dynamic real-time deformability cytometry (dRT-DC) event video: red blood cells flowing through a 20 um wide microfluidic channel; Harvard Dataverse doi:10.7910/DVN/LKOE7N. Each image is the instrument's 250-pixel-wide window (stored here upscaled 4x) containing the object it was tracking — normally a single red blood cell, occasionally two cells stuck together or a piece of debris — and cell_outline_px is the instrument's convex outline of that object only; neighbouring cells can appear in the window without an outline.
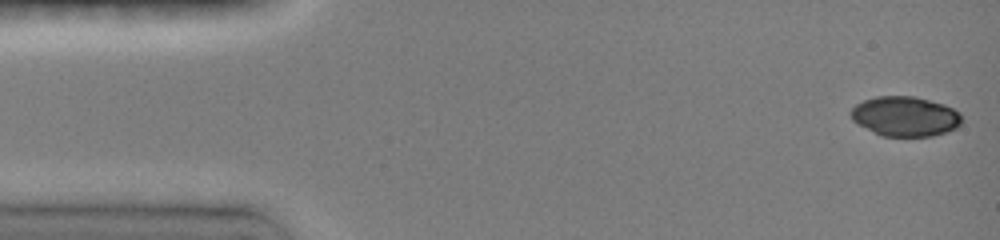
{"species": "common noctule bat (a hibernating species)", "species_latin": "Nyctalus noctula", "temperature_condition": "room temperature", "stored_images_in_passage": 25, "camera_frame_rate_fps": 3000, "um_per_image_px": 0.085, "animal": {"sex": "female", "body_mass_g": 19.0, "forearm_length_mm": 51.5}, "frame": {"image": 1, "passage_image": 1, "time_ms": 0.0, "image_size_px": [1000, 240], "cell_outline_px": [[964, 120], [956, 128], [932, 136], [884, 136], [852, 120], [848, 112], [856, 104], [864, 100], [876, 96], [912, 96], [944, 104], [960, 112]], "centroid_in_image_um": [76.95, 9.88], "position_along_channel_um": 8.0, "area_um2": 25.61}}
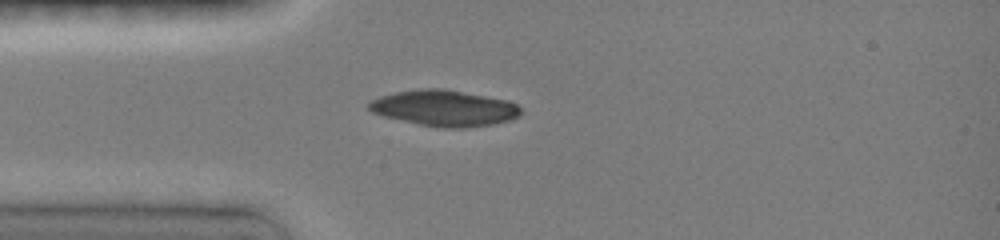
{"frame": {"image": 2, "passage_image": 19, "time_ms": 3.667, "image_size_px": [1000, 240], "cell_outline_px": [[520, 112], [516, 116], [508, 120], [492, 124], [464, 128], [444, 128], [416, 124], [384, 116], [372, 112], [368, 108], [368, 104], [372, 100], [380, 96], [396, 92], [416, 88], [440, 88], [508, 100], [516, 104], [520, 108]], "centroid_in_image_um": [37.72, 9.19], "position_along_channel_um": 47.3, "area_um2": 31.62}}